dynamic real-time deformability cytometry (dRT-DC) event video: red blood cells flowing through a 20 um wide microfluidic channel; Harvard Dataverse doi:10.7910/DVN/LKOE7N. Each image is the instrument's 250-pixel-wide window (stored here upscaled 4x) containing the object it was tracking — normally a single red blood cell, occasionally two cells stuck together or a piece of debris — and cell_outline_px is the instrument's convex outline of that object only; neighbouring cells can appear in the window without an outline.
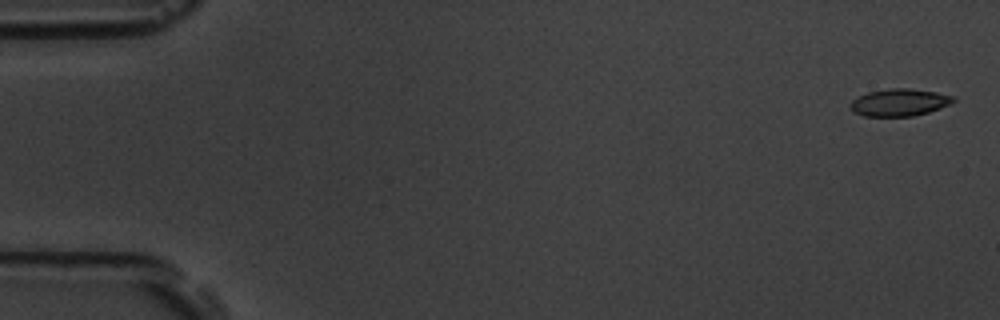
{"species": "common noctule bat (a hibernating species)", "species_latin": "Nyctalus noctula", "temperature_condition": "room temperature", "stored_images_in_passage": 36, "camera_frame_rate_fps": 3000, "um_per_image_px": 0.085, "animal": {"sex": "male", "body_mass_g": 19.5, "forearm_length_mm": 54.6}, "frame": {"image": 1, "passage_image": 2, "time_ms": 0.333, "image_size_px": [1000, 320], "cell_outline_px": [[956, 100], [940, 108], [928, 112], [912, 116], [864, 116], [856, 112], [848, 104], [852, 100], [868, 92], [892, 88], [908, 88], [936, 92], [952, 96]], "centroid_in_image_um": [76.44, 8.7], "position_along_channel_um": 8.6, "area_um2": 16.07}}
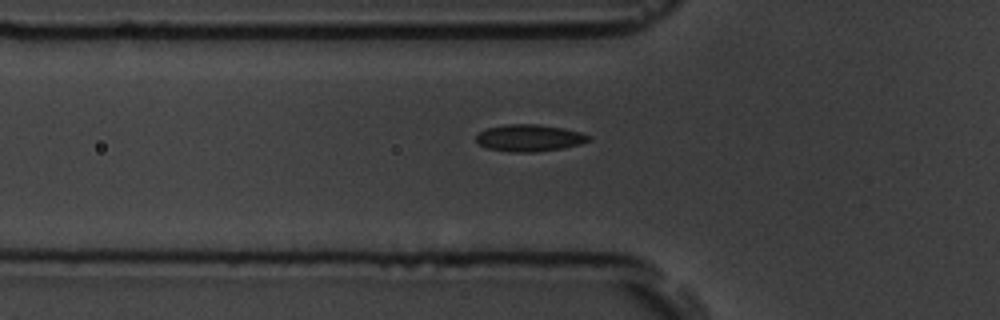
{"frame": {"image": 2, "passage_image": 19, "time_ms": 6.0, "image_size_px": [1000, 320], "cell_outline_px": [[592, 136], [588, 140], [580, 144], [560, 148], [536, 152], [512, 152], [488, 148], [480, 144], [476, 140], [476, 136], [480, 132], [488, 128], [504, 124], [536, 124], [564, 128], [580, 132]], "centroid_in_image_um": [45.0, 11.72], "position_along_channel_um": 80.8, "area_um2": 17.46}}
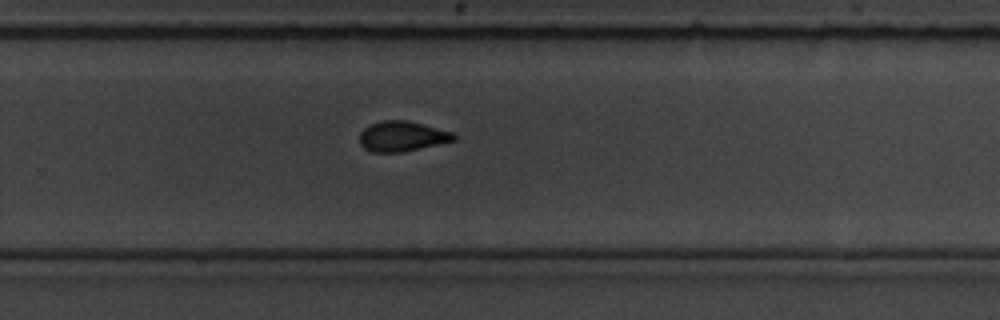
{"frame": {"image": 3, "passage_image": 36, "time_ms": 11.667, "image_size_px": [1000, 320], "cell_outline_px": [[456, 140], [400, 152], [372, 152], [364, 148], [360, 144], [360, 132], [364, 128], [380, 120], [408, 120], [452, 132], [456, 136]], "centroid_in_image_um": [34.15, 11.57], "position_along_channel_um": 295.6, "area_um2": 16.42}}